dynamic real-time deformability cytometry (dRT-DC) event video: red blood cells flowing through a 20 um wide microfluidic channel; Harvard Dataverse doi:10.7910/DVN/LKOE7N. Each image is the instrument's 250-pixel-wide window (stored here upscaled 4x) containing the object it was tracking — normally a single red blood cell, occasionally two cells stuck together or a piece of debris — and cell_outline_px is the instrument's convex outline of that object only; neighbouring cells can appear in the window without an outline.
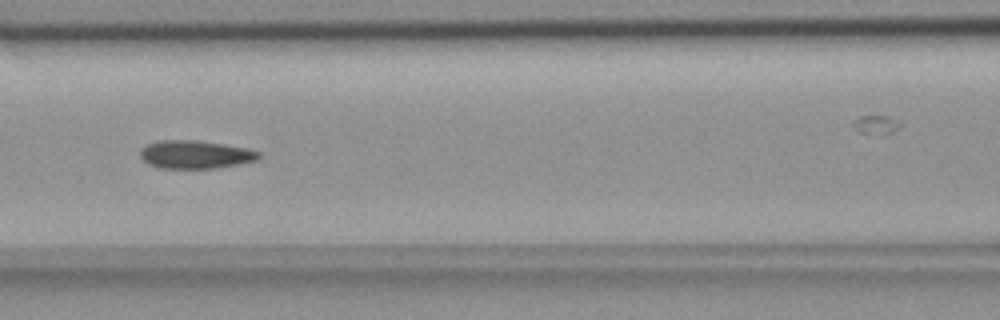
{"species": "common noctule bat (a hibernating species)", "species_latin": "Nyctalus noctula", "temperature_condition": "room temperature", "stored_images_in_passage": 12, "camera_frame_rate_fps": 3000, "um_per_image_px": 0.085, "animal": {"sex": "female", "body_mass_g": 18.4}, "frame": {"image": 1, "passage_image": 9, "time_ms": 2.667, "image_size_px": [1000, 320], "cell_outline_px": [[260, 156], [256, 160], [240, 164], [216, 168], [160, 168], [148, 164], [140, 156], [140, 148], [156, 140], [196, 140], [224, 144], [248, 148], [260, 152]], "centroid_in_image_um": [16.59, 13.13], "position_along_channel_um": 150.0, "area_um2": 19.54}}